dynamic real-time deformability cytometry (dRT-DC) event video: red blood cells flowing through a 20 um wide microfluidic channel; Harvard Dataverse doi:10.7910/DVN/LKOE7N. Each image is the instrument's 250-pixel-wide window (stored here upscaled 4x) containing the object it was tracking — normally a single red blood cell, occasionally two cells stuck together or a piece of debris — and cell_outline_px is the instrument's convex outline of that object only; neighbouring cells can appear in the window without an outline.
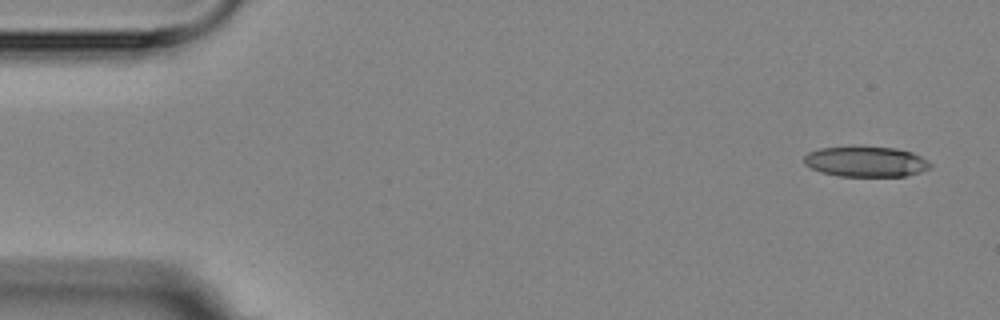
{"species": "Egyptian fruit bat (a non-hibernating species)", "species_latin": "Rousettus aegyptiacus", "temperature_condition": "room temperature", "stored_images_in_passage": 10, "camera_frame_rate_fps": 3000, "um_per_image_px": 0.085, "animal": {"sex": "female"}, "frame": {"image": 1, "passage_image": 1, "time_ms": 0.0, "image_size_px": [1000, 320], "cell_outline_px": [[932, 168], [920, 172], [904, 176], [840, 176], [820, 172], [804, 164], [804, 156], [808, 152], [820, 148], [852, 144], [896, 148], [912, 152], [928, 160], [932, 164]], "centroid_in_image_um": [73.59, 13.7], "position_along_channel_um": 11.4, "area_um2": 23.12}}
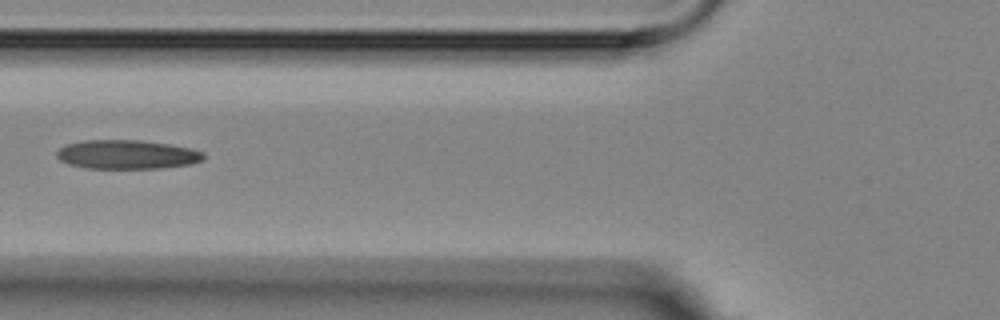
{"frame": {"image": 2, "passage_image": 6, "time_ms": 6.0, "image_size_px": [1000, 320], "cell_outline_px": [[204, 160], [192, 164], [160, 168], [88, 168], [68, 164], [60, 160], [56, 156], [56, 152], [64, 144], [84, 140], [140, 140], [168, 144], [188, 148], [204, 152]], "centroid_in_image_um": [10.77, 13.13], "position_along_channel_um": 115.0, "area_um2": 24.85}}
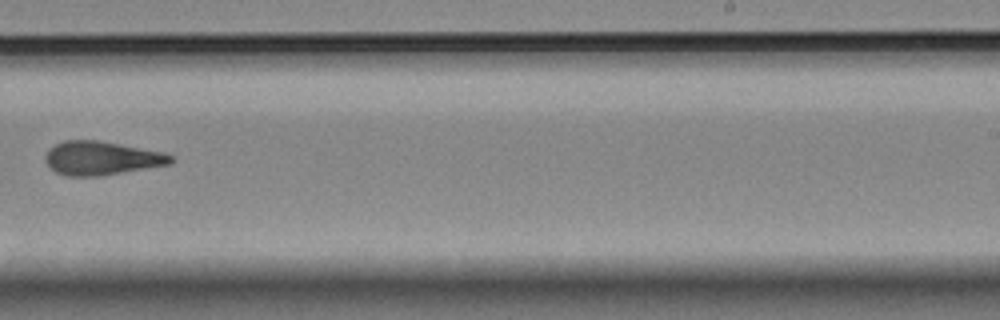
{"frame": {"image": 3, "passage_image": 10, "time_ms": 10.667, "image_size_px": [1000, 320], "cell_outline_px": [[176, 160], [172, 164], [100, 176], [64, 176], [56, 172], [44, 160], [44, 156], [48, 148], [64, 140], [96, 140], [120, 144], [164, 152], [176, 156]], "centroid_in_image_um": [8.66, 13.44], "position_along_channel_um": 280.3, "area_um2": 24.91}}